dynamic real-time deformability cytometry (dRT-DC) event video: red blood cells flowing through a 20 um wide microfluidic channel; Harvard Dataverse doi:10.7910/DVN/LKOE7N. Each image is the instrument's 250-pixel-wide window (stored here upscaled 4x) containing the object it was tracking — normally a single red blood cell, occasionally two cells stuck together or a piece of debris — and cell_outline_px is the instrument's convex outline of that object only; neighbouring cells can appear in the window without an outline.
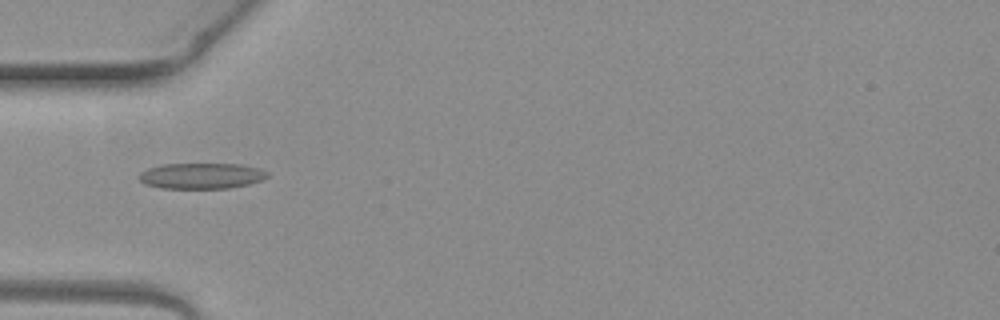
{"species": "common noctule bat (a hibernating species)", "species_latin": "Nyctalus noctula", "temperature_condition": "warm", "stored_images_in_passage": 5, "camera_frame_rate_fps": 3000, "um_per_image_px": 0.085, "animal": {"sex": "female", "body_mass_g": 19.3, "forearm_length_mm": 54.1}, "frame": {"image": 1, "passage_image": 5, "time_ms": 1.333, "image_size_px": [1000, 320], "cell_outline_px": [[268, 176], [260, 180], [248, 184], [228, 188], [160, 188], [144, 184], [140, 180], [140, 172], [148, 168], [160, 164], [240, 164], [260, 168], [268, 172]], "centroid_in_image_um": [17.1, 14.94], "position_along_channel_um": 67.9, "area_um2": 19.25}}